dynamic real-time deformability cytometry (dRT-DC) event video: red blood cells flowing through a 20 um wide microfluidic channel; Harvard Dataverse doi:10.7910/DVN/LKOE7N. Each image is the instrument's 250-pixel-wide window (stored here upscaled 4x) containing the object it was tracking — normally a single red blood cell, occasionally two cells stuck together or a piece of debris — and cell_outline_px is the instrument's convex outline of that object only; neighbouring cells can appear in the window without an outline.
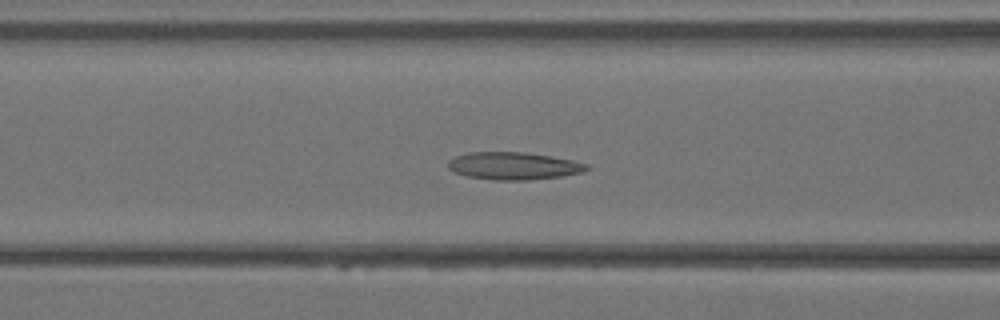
{"species": "Egyptian fruit bat (a non-hibernating species)", "species_latin": "Rousettus aegyptiacus", "temperature_condition": "warm", "stored_images_in_passage": 36, "camera_frame_rate_fps": 3000, "um_per_image_px": 0.085, "animal": {"sex": "female"}, "frame": {"image": 1, "passage_image": 15, "time_ms": 4.667, "image_size_px": [1000, 320], "cell_outline_px": [[592, 168], [580, 172], [560, 176], [528, 180], [496, 180], [468, 176], [452, 172], [448, 168], [448, 160], [456, 156], [468, 152], [524, 152], [552, 156], [572, 160], [588, 164]], "centroid_in_image_um": [43.64, 14.09], "position_along_channel_um": 123.0, "area_um2": 22.2}}
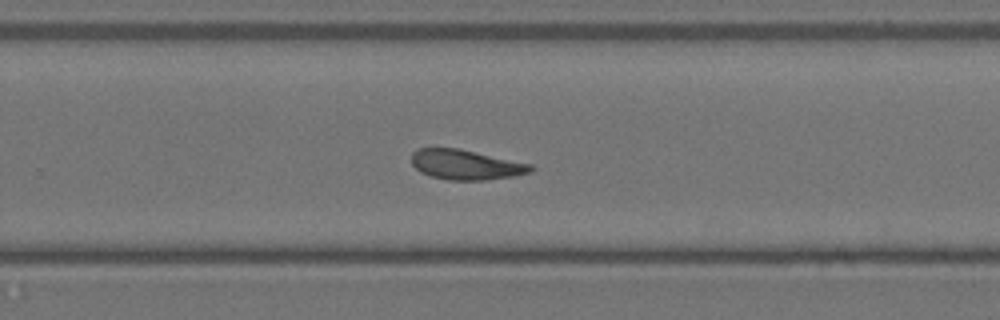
{"frame": {"image": 2, "passage_image": 24, "time_ms": 7.667, "image_size_px": [1000, 320], "cell_outline_px": [[536, 168], [532, 172], [512, 176], [484, 180], [448, 180], [432, 176], [420, 172], [412, 164], [412, 152], [420, 148], [460, 148], [532, 164]], "centroid_in_image_um": [39.63, 13.99], "position_along_channel_um": 290.2, "area_um2": 20.87}}
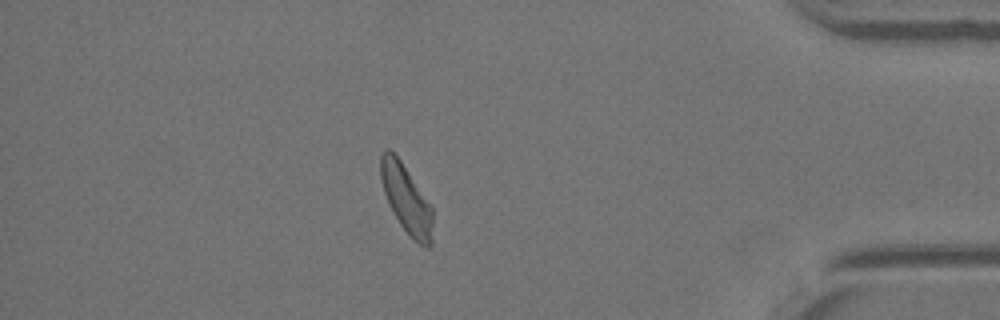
{"frame": {"image": 3, "passage_image": 32, "time_ms": 10.333, "image_size_px": [1000, 320], "cell_outline_px": [[432, 244], [428, 248], [420, 244], [400, 224], [384, 192], [380, 180], [380, 156], [384, 148], [388, 148], [400, 160], [432, 208]], "centroid_in_image_um": [34.52, 16.88], "position_along_channel_um": 400.7, "area_um2": 20.0}}